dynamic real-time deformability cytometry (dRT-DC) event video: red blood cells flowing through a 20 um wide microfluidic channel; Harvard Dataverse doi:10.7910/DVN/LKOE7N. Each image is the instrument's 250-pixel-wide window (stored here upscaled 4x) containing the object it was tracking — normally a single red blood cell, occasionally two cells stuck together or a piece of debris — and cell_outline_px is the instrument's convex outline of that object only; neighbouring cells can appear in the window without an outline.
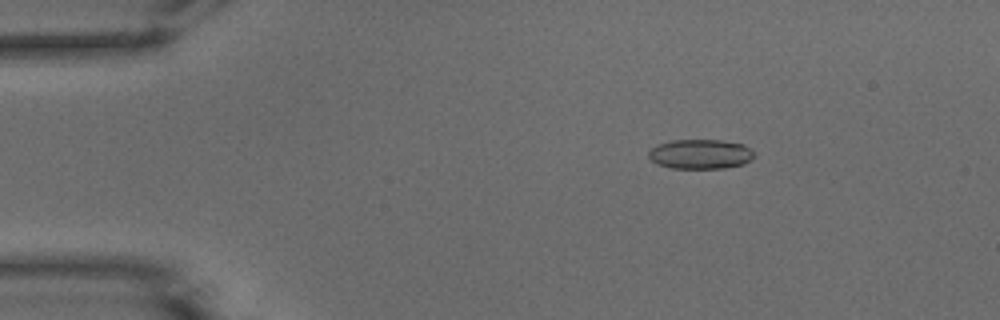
{"species": "common noctule bat (a hibernating species)", "species_latin": "Nyctalus noctula", "temperature_condition": "warm", "stored_images_in_passage": 52, "camera_frame_rate_fps": 3000, "um_per_image_px": 0.085, "animal": {"sex": "male", "body_mass_g": 15.6}, "frame": {"image": 1, "passage_image": 9, "time_ms": 2.667, "image_size_px": [1000, 320], "cell_outline_px": [[756, 156], [752, 160], [744, 164], [724, 168], [672, 168], [656, 164], [648, 156], [648, 152], [656, 144], [672, 140], [720, 140], [744, 144]], "centroid_in_image_um": [59.53, 13.1], "position_along_channel_um": 25.5, "area_um2": 18.32}}
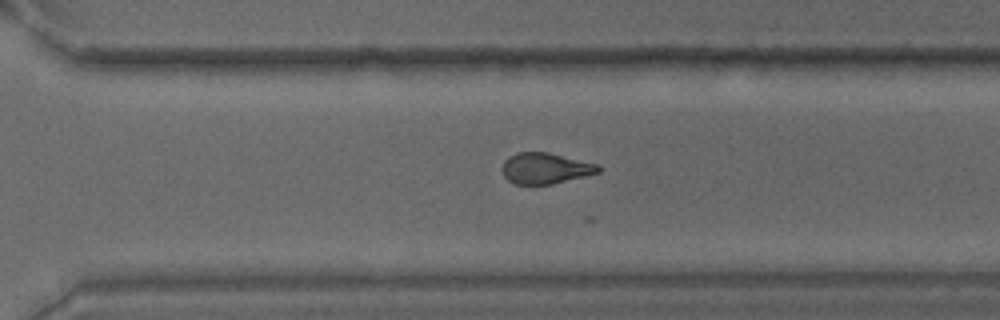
{"frame": {"image": 2, "passage_image": 37, "time_ms": 12.0, "image_size_px": [1000, 320], "cell_outline_px": [[600, 172], [552, 184], [516, 184], [508, 180], [504, 176], [504, 160], [508, 156], [516, 152], [548, 152], [600, 164]], "centroid_in_image_um": [46.38, 14.29], "position_along_channel_um": 324.2, "area_um2": 17.28}}
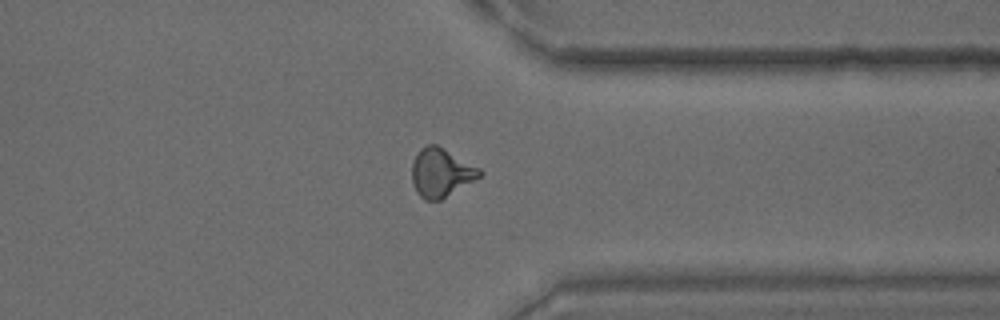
{"frame": {"image": 3, "passage_image": 41, "time_ms": 13.333, "image_size_px": [1000, 320], "cell_outline_px": [[484, 172], [480, 176], [440, 200], [424, 200], [416, 192], [412, 180], [412, 164], [420, 148], [428, 144], [436, 144], [480, 168]], "centroid_in_image_um": [37.47, 14.67], "position_along_channel_um": 373.9, "area_um2": 18.9}, "authors_computed_cell_mechanics": {"area_um2": 18.4382, "velocity_mm_per_s": 3.929, "shape_relaxation_time_tau1_ms": null, "shape_relaxation_time_tau2_ms": 3.3124, "deformation_change_tau1": null, "deformation_change_tau2": 0.1022}}